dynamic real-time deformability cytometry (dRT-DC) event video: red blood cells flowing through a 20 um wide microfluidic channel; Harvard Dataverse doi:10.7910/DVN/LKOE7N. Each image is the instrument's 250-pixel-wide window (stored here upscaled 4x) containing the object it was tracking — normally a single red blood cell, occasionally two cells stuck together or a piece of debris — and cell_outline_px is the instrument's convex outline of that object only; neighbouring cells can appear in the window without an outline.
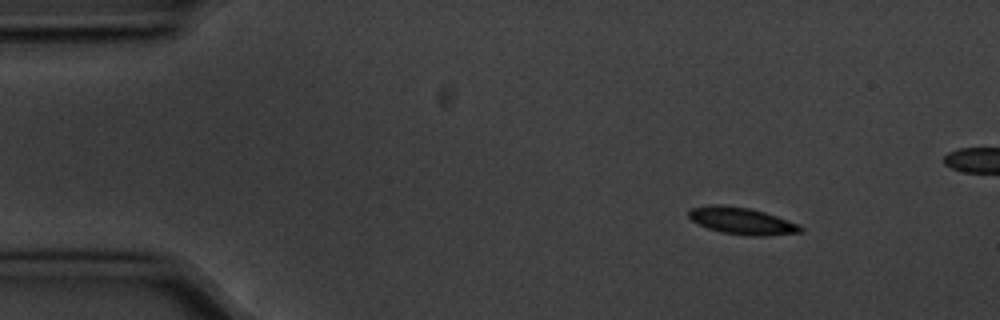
{"species": "common noctule bat (a hibernating species)", "species_latin": "Nyctalus noctula", "temperature_condition": "cold", "stored_images_in_passage": 10, "camera_frame_rate_fps": 3000, "um_per_image_px": 0.085, "animal": {"sex": "male", "body_mass_g": 20.1, "forearm_length_mm": 53.5}, "frame": {"image": 1, "passage_image": 1, "time_ms": 0.0, "image_size_px": [1000, 320], "cell_outline_px": [[804, 232], [764, 236], [752, 236], [724, 232], [708, 228], [692, 220], [688, 216], [688, 208], [708, 204], [724, 204], [748, 208], [764, 212], [800, 224], [804, 228]], "centroid_in_image_um": [63.06, 18.76], "position_along_channel_um": 21.9, "area_um2": 17.63}}